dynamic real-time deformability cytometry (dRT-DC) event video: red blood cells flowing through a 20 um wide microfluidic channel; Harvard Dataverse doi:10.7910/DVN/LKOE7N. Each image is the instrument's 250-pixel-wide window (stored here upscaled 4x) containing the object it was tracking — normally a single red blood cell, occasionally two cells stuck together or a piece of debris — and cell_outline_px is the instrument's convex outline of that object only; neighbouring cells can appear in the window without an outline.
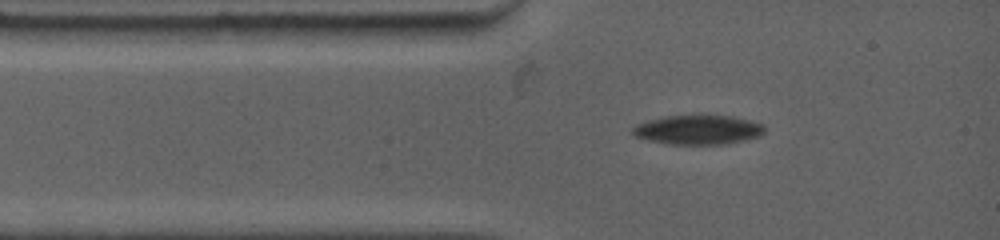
{"species": "common noctule bat (a hibernating species)", "species_latin": "Nyctalus noctula", "temperature_condition": "warm", "stored_images_in_passage": 3, "camera_frame_rate_fps": 4500, "um_per_image_px": 0.085, "animal": {"sex": "female", "body_mass_g": 19.0, "forearm_length_mm": 53.3}, "frame": {"image": 1, "passage_image": 1, "time_ms": 0.0, "image_size_px": [1000, 240], "cell_outline_px": [[764, 132], [760, 136], [744, 140], [724, 144], [668, 144], [648, 140], [636, 136], [632, 132], [632, 128], [636, 124], [648, 120], [664, 116], [732, 116], [752, 120], [764, 124]], "centroid_in_image_um": [59.35, 11.03], "position_along_channel_um": 25.6, "area_um2": 22.48}}
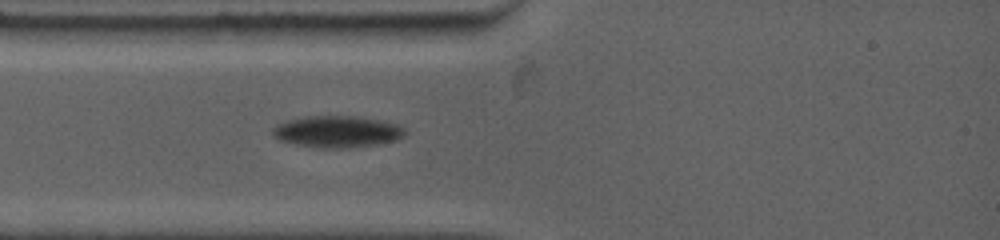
{"frame": {"image": 2, "passage_image": 3, "time_ms": 1.111, "image_size_px": [1000, 240], "cell_outline_px": [[404, 136], [396, 140], [380, 144], [348, 148], [320, 148], [296, 144], [280, 140], [272, 136], [272, 128], [276, 124], [288, 120], [304, 116], [356, 116], [380, 120], [396, 124], [404, 128]], "centroid_in_image_um": [28.63, 11.19], "position_along_channel_um": 56.4, "area_um2": 24.51}}